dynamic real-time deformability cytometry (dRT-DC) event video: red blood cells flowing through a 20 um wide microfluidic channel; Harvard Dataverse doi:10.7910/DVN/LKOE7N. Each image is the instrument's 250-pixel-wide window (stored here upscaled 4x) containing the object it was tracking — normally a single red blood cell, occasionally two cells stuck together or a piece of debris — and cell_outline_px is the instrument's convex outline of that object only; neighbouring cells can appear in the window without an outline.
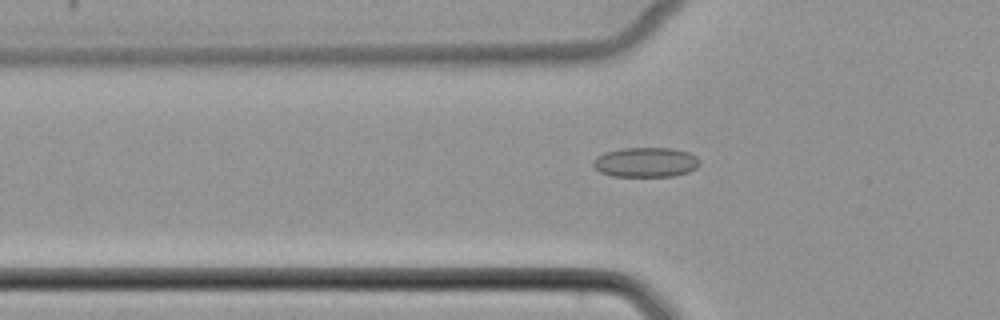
{"species": "common noctule bat (a hibernating species)", "species_latin": "Nyctalus noctula", "temperature_condition": "cold", "stored_images_in_passage": 52, "camera_frame_rate_fps": 3000, "um_per_image_px": 0.085, "animal": {"sex": "female", "body_mass_g": 22.7, "forearm_length_mm": 54.2}, "frame": {"image": 1, "passage_image": 18, "time_ms": 5.667, "image_size_px": [1000, 320], "cell_outline_px": [[700, 164], [696, 168], [688, 172], [672, 176], [612, 176], [600, 172], [592, 164], [592, 160], [596, 156], [604, 152], [624, 148], [672, 148], [688, 152], [696, 156], [700, 160]], "centroid_in_image_um": [54.88, 13.79], "position_along_channel_um": 70.9, "area_um2": 18.55}}
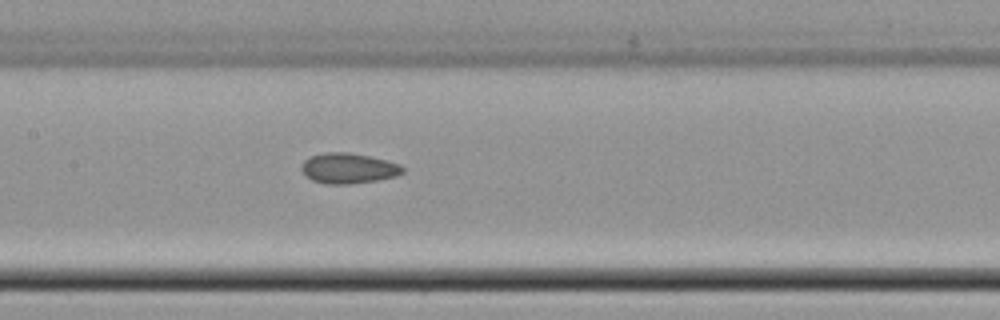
{"frame": {"image": 2, "passage_image": 26, "time_ms": 8.333, "image_size_px": [1000, 320], "cell_outline_px": [[404, 172], [396, 176], [376, 180], [348, 184], [324, 184], [312, 180], [304, 176], [300, 168], [304, 160], [312, 156], [324, 152], [348, 152], [368, 156], [400, 164], [404, 168]], "centroid_in_image_um": [29.57, 14.31], "position_along_channel_um": 177.8, "area_um2": 17.92}}
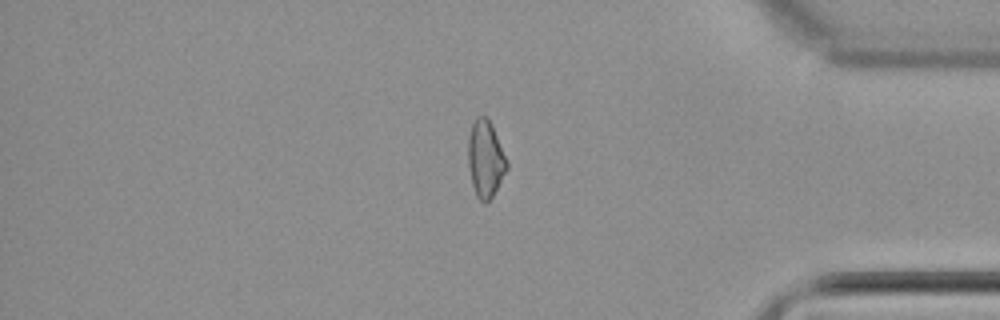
{"frame": {"image": 3, "passage_image": 44, "time_ms": 14.333, "image_size_px": [1000, 320], "cell_outline_px": [[508, 168], [492, 196], [484, 204], [476, 196], [472, 184], [468, 168], [468, 136], [472, 124], [476, 116], [484, 116], [492, 124], [508, 160]], "centroid_in_image_um": [41.26, 13.49], "position_along_channel_um": 393.9, "area_um2": 17.46}}